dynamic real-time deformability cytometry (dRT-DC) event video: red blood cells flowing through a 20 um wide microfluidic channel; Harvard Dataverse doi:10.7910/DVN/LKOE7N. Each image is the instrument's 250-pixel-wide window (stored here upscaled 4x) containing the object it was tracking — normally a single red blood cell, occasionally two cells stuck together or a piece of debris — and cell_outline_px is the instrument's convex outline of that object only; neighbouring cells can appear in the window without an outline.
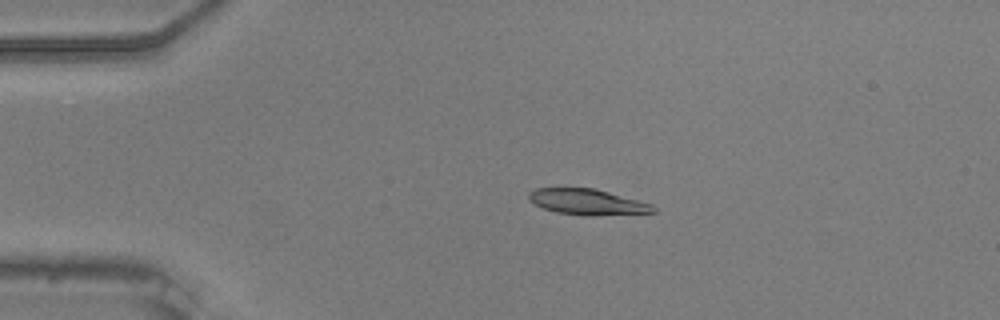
{"species": "common noctule bat (a hibernating species)", "species_latin": "Nyctalus noctula", "temperature_condition": "warm", "stored_images_in_passage": 44, "camera_frame_rate_fps": 3000, "um_per_image_px": 0.085, "animal": {"sex": "male", "body_mass_g": 20.5, "forearm_length_mm": 52.5}, "frame": {"image": 1, "passage_image": 1, "time_ms": 0.0, "image_size_px": [1000, 320], "cell_outline_px": [[656, 212], [596, 216], [588, 216], [556, 212], [544, 208], [528, 200], [528, 192], [536, 188], [592, 188], [608, 192], [652, 204], [656, 208]], "centroid_in_image_um": [49.92, 17.17], "position_along_channel_um": 35.1, "area_um2": 18.61}}
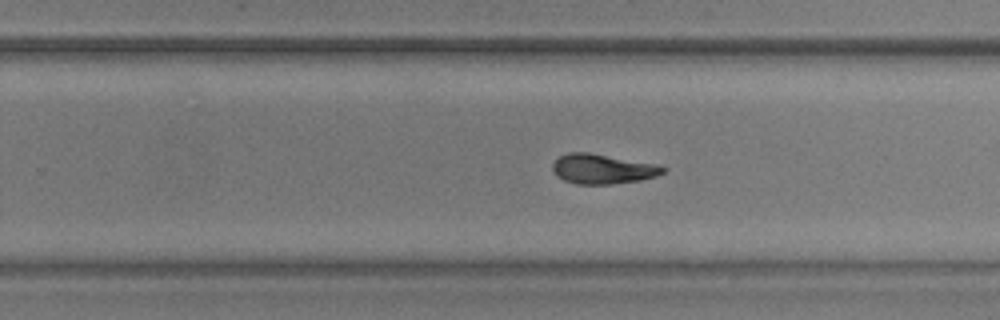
{"frame": {"image": 2, "passage_image": 24, "time_ms": 7.667, "image_size_px": [1000, 320], "cell_outline_px": [[668, 168], [664, 172], [656, 176], [640, 180], [612, 184], [576, 184], [564, 180], [556, 176], [552, 168], [552, 164], [560, 156], [568, 152], [588, 152], [660, 164]], "centroid_in_image_um": [51.25, 14.35], "position_along_channel_um": 278.6, "area_um2": 19.36}}
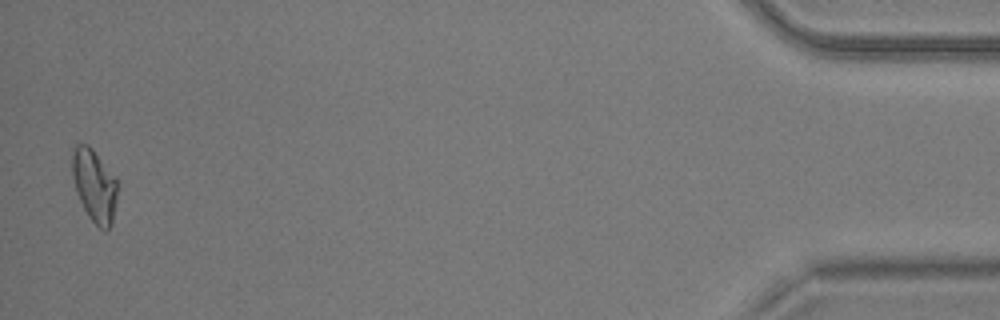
{"frame": {"image": 3, "passage_image": 43, "time_ms": 14.0, "image_size_px": [1000, 320], "cell_outline_px": [[116, 200], [112, 224], [104, 232], [88, 216], [76, 192], [72, 176], [72, 148], [76, 144], [88, 144], [92, 148], [116, 176]], "centroid_in_image_um": [8.01, 15.74], "position_along_channel_um": 427.2, "area_um2": 19.19}, "authors_computed_cell_mechanics": {"area_um2": 19.363, "velocity_mm_per_s": 3.7199, "shape_relaxation_time_tau1_ms": 4.2442, "shape_relaxation_time_tau2_ms": 4.6654, "deformation_change_tau1": 0.1605, "deformation_change_tau2": 0.0943}}